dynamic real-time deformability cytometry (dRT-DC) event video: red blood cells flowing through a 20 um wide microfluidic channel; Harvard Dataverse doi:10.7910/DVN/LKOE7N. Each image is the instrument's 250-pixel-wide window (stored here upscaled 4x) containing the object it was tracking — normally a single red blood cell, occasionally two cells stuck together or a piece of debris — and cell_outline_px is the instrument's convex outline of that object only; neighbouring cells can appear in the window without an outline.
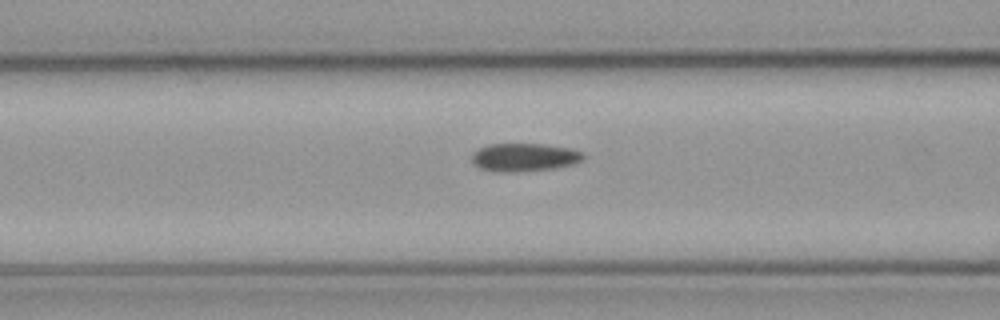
{"species": "common noctule bat (a hibernating species)", "species_latin": "Nyctalus noctula", "temperature_condition": "cold", "stored_images_in_passage": 18, "camera_frame_rate_fps": 3000, "um_per_image_px": 0.085, "animal": {"sex": "male", "body_mass_g": 23.1, "forearm_length_mm": 52.7}, "frame": {"image": 1, "passage_image": 16, "time_ms": 5.0, "image_size_px": [1000, 320], "cell_outline_px": [[584, 160], [572, 164], [552, 168], [480, 168], [472, 160], [472, 152], [488, 144], [544, 144], [572, 148], [584, 152]], "centroid_in_image_um": [44.67, 13.28], "position_along_channel_um": 121.9, "area_um2": 16.99}}